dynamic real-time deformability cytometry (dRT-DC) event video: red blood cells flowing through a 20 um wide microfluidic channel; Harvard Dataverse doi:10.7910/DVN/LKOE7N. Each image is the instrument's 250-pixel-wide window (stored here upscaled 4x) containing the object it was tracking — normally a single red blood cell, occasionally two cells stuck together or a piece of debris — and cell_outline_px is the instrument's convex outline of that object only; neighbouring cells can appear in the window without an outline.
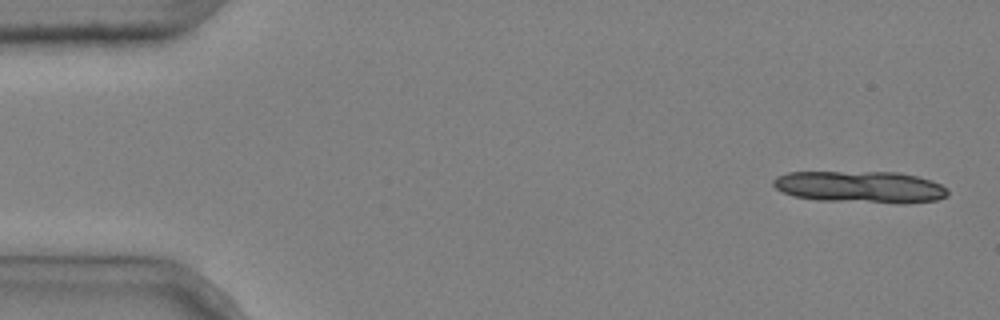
{"species": "common noctule bat (a hibernating species)", "species_latin": "Nyctalus noctula", "temperature_condition": "cold", "stored_images_in_passage": 5, "segment_of_instrument_passage": [1, 2], "camera_frame_rate_fps": 3000, "um_per_image_px": 0.085, "animal": {"sex": "male", "body_mass_g": 20.4}, "frame": {"image": 1, "passage_image": 1, "time_ms": 0.0, "image_size_px": [1000, 320], "cell_outline_px": [[948, 196], [936, 200], [904, 204], [896, 204], [816, 200], [792, 196], [776, 188], [772, 184], [772, 180], [776, 176], [788, 172], [896, 172], [916, 176], [932, 180], [948, 188]], "centroid_in_image_um": [73.14, 15.9], "position_along_channel_um": 11.9, "area_um2": 32.89}}